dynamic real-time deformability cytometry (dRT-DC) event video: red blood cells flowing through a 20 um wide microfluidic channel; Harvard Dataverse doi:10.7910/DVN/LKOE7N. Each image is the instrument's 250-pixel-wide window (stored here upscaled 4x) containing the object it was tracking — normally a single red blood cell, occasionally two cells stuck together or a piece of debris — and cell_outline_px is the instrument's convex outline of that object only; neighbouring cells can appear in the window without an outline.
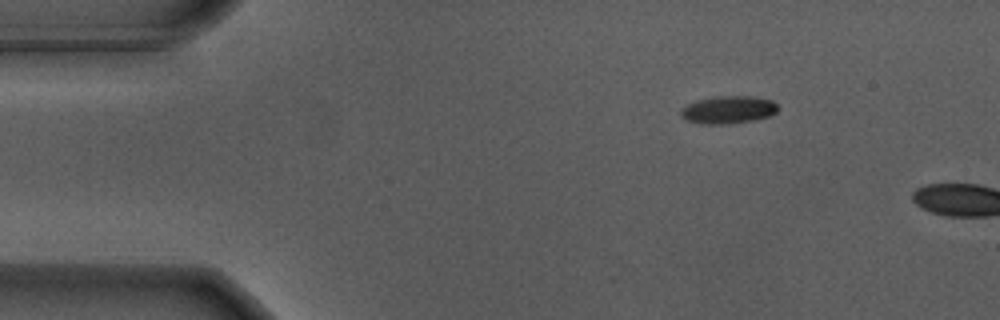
{"species": "Egyptian fruit bat (a non-hibernating species)", "species_latin": "Rousettus aegyptiacus", "temperature_condition": "warm", "stored_images_in_passage": 3, "camera_frame_rate_fps": 3000, "um_per_image_px": 0.085, "animal": {"sex": "male"}, "frame": {"image": 1, "passage_image": 1, "time_ms": 0.0, "image_size_px": [1000, 320], "cell_outline_px": [[776, 112], [768, 116], [752, 120], [732, 124], [700, 124], [684, 120], [680, 116], [680, 112], [688, 104], [696, 100], [716, 96], [752, 96], [772, 100], [776, 104]], "centroid_in_image_um": [61.86, 9.33], "position_along_channel_um": 23.1, "area_um2": 15.66}}